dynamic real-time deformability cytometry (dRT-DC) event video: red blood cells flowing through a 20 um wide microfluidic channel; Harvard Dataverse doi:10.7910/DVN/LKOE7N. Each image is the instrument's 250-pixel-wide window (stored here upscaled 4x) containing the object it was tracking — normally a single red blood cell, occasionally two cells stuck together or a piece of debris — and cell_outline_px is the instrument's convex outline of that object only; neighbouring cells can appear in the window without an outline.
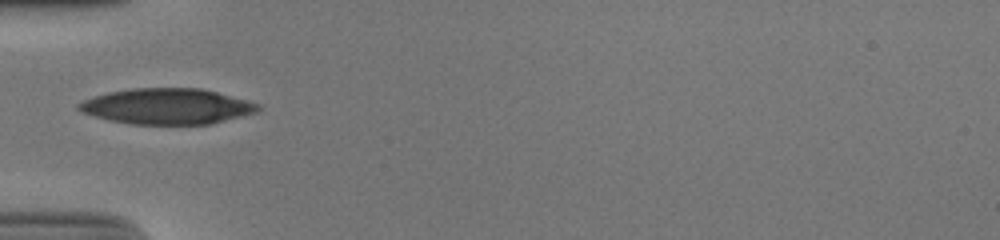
{"species": "human", "species_latin": "Homo sapiens", "temperature_condition": "cold", "stored_images_in_passage": 15, "camera_frame_rate_fps": 3000, "um_per_image_px": 0.085, "donor": {"sex": "male"}, "frame": {"image": 1, "passage_image": 1, "time_ms": 0.0, "image_size_px": [1000, 240], "cell_outline_px": [[260, 108], [256, 112], [208, 124], [132, 124], [112, 120], [80, 112], [76, 108], [76, 104], [84, 100], [108, 92], [132, 88], [200, 88], [248, 100], [260, 104]], "centroid_in_image_um": [14.18, 9.03], "position_along_channel_um": 70.8, "area_um2": 36.99}}
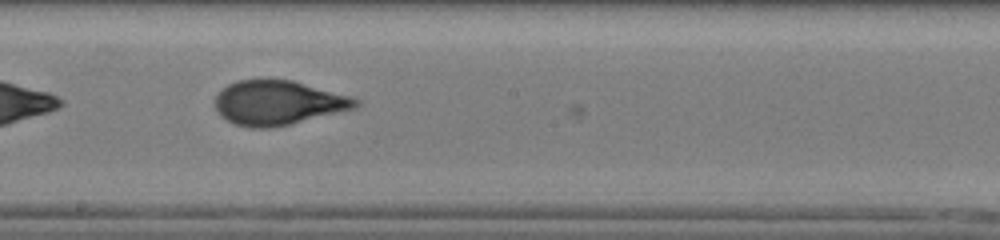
{"frame": {"image": 2, "passage_image": 13, "time_ms": 4.0, "image_size_px": [1000, 240], "cell_outline_px": [[360, 104], [356, 108], [288, 124], [268, 128], [248, 128], [236, 124], [220, 116], [216, 112], [216, 96], [228, 84], [236, 80], [292, 80], [352, 96], [360, 100]], "centroid_in_image_um": [23.65, 8.73], "position_along_channel_um": 224.6, "area_um2": 36.13}}